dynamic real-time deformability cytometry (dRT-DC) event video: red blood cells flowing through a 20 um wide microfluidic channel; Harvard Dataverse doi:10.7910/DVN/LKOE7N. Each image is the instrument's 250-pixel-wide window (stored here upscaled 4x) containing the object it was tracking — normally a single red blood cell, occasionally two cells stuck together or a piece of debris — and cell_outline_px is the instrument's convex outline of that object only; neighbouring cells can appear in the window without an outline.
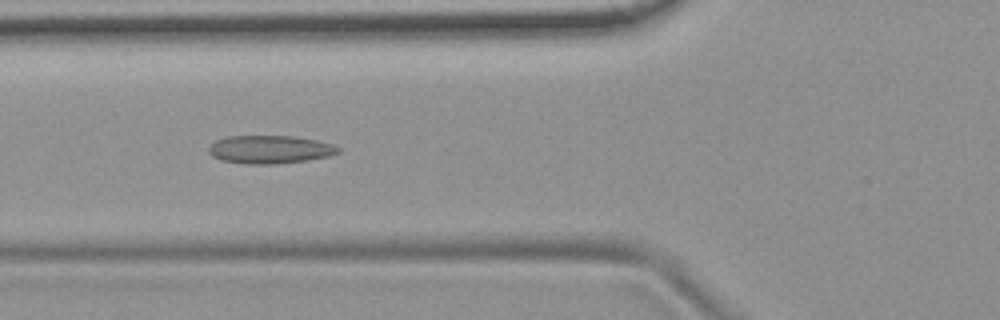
{"species": "common noctule bat (a hibernating species)", "species_latin": "Nyctalus noctula", "temperature_condition": "room temperature", "stored_images_in_passage": 46, "camera_frame_rate_fps": 3000, "um_per_image_px": 0.085, "animal": {"sex": "female", "body_mass_g": 19.9}, "frame": {"image": 1, "passage_image": 12, "time_ms": 3.667, "image_size_px": [1000, 320], "cell_outline_px": [[340, 152], [328, 156], [308, 160], [276, 164], [244, 164], [220, 160], [212, 156], [208, 152], [208, 148], [216, 140], [228, 136], [292, 136], [316, 140], [332, 144], [340, 148]], "centroid_in_image_um": [22.92, 12.71], "position_along_channel_um": 102.9, "area_um2": 21.27}}
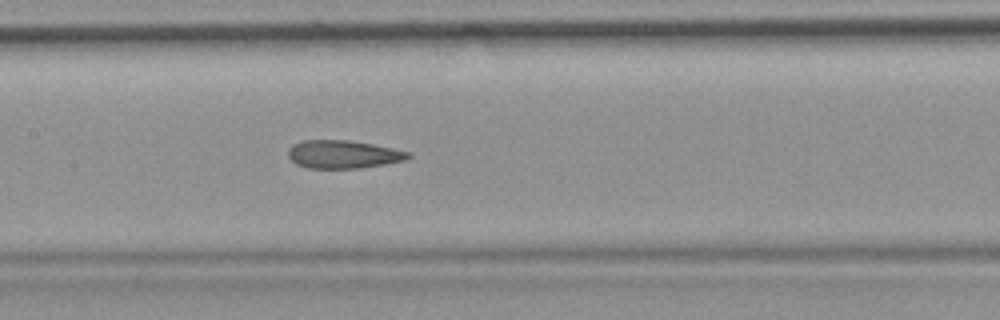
{"frame": {"image": 2, "passage_image": 18, "time_ms": 5.667, "image_size_px": [1000, 320], "cell_outline_px": [[412, 156], [408, 160], [360, 168], [308, 168], [296, 164], [288, 156], [288, 148], [292, 144], [304, 140], [348, 140], [372, 144], [392, 148], [408, 152]], "centroid_in_image_um": [29.16, 13.12], "position_along_channel_um": 178.2, "area_um2": 19.65}}
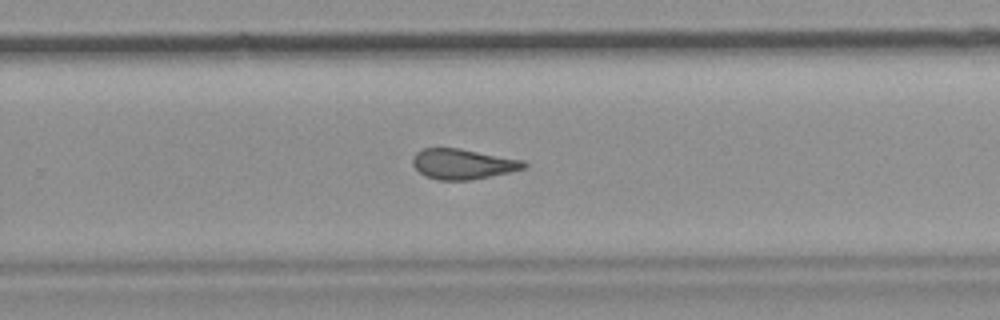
{"frame": {"image": 3, "passage_image": 27, "time_ms": 8.667, "image_size_px": [1000, 320], "cell_outline_px": [[528, 164], [524, 168], [508, 172], [468, 180], [436, 180], [424, 176], [412, 164], [412, 160], [416, 152], [424, 148], [460, 148], [524, 160]], "centroid_in_image_um": [39.31, 13.93], "position_along_channel_um": 290.5, "area_um2": 19.54}, "authors_computed_cell_mechanics": {"area_um2": 20.0855, "velocity_mm_per_s": 3.7598, "shape_relaxation_time_tau1_ms": null, "shape_relaxation_time_tau2_ms": 2.0516, "deformation_change_tau1": null, "deformation_change_tau2": 0.1054}}